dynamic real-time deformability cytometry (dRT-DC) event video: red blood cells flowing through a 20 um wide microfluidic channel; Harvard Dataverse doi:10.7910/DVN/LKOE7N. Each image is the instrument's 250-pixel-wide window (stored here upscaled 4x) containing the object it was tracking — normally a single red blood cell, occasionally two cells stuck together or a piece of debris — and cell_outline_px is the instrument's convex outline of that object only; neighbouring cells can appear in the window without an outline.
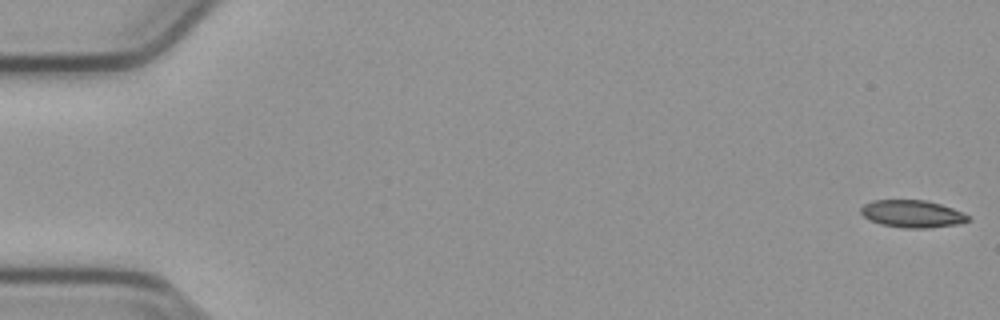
{"species": "common noctule bat (a hibernating species)", "species_latin": "Nyctalus noctula", "temperature_condition": "cold", "stored_images_in_passage": 54, "camera_frame_rate_fps": 3000, "um_per_image_px": 0.085, "animal": {"sex": "male", "body_mass_g": 23.1, "forearm_length_mm": 52.7}, "frame": {"image": 1, "passage_image": 1, "time_ms": 0.0, "image_size_px": [1000, 320], "cell_outline_px": [[972, 220], [956, 224], [928, 228], [904, 228], [880, 224], [864, 216], [860, 212], [860, 208], [864, 204], [872, 200], [924, 200], [940, 204], [952, 208], [968, 216]], "centroid_in_image_um": [77.52, 18.17], "position_along_channel_um": 7.5, "area_um2": 16.94}}
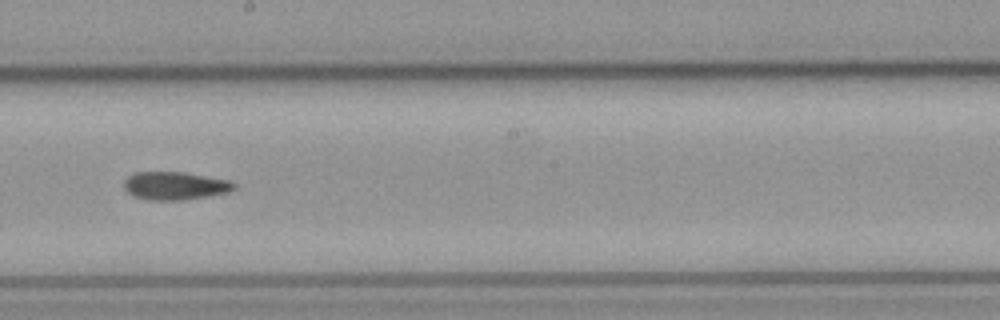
{"frame": {"image": 2, "passage_image": 31, "time_ms": 10.0, "image_size_px": [1000, 320], "cell_outline_px": [[236, 188], [232, 192], [184, 200], [148, 200], [132, 196], [124, 188], [124, 180], [128, 176], [136, 172], [184, 172], [228, 180], [236, 184]], "centroid_in_image_um": [14.88, 15.8], "position_along_channel_um": 233.3, "area_um2": 18.15}}
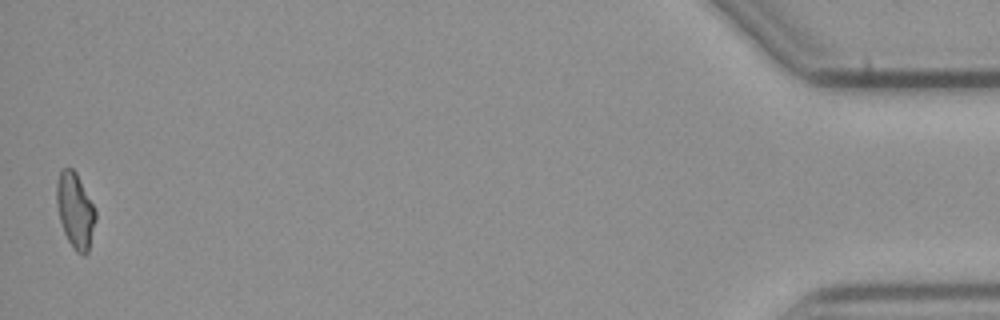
{"frame": {"image": 3, "passage_image": 54, "time_ms": 17.667, "image_size_px": [1000, 320], "cell_outline_px": [[96, 220], [88, 252], [84, 256], [76, 252], [68, 240], [64, 232], [60, 220], [56, 204], [56, 184], [60, 172], [64, 168], [72, 168], [76, 172], [96, 212]], "centroid_in_image_um": [6.39, 17.91], "position_along_channel_um": 428.8, "area_um2": 16.94}}